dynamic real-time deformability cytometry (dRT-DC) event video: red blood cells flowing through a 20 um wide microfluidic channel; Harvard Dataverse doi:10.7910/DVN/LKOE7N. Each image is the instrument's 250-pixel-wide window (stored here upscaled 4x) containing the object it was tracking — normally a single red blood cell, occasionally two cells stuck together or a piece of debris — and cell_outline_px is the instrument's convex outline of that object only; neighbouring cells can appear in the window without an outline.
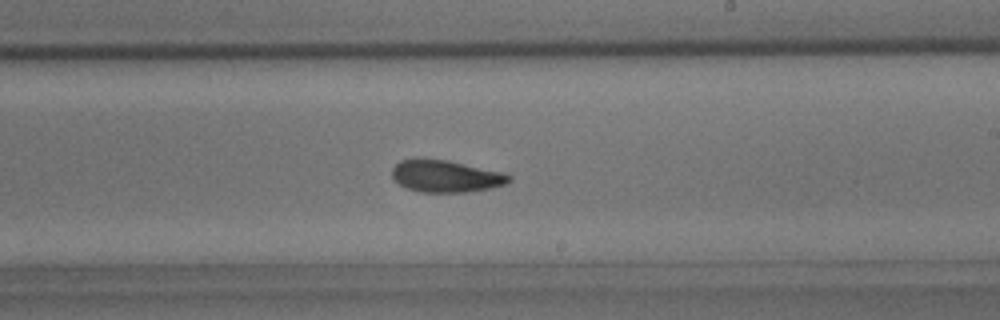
{"species": "common noctule bat (a hibernating species)", "species_latin": "Nyctalus noctula", "temperature_condition": "room temperature", "stored_images_in_passage": 45, "camera_frame_rate_fps": 3000, "um_per_image_px": 0.085, "animal": {"sex": "male", "body_mass_g": 15.6}, "frame": {"image": 1, "passage_image": 26, "time_ms": 8.333, "image_size_px": [1000, 320], "cell_outline_px": [[512, 180], [504, 184], [492, 188], [468, 192], [420, 192], [408, 188], [400, 184], [392, 176], [392, 168], [400, 160], [416, 156], [448, 160], [504, 172], [512, 176]], "centroid_in_image_um": [37.89, 14.94], "position_along_channel_um": 251.1, "area_um2": 22.31}}